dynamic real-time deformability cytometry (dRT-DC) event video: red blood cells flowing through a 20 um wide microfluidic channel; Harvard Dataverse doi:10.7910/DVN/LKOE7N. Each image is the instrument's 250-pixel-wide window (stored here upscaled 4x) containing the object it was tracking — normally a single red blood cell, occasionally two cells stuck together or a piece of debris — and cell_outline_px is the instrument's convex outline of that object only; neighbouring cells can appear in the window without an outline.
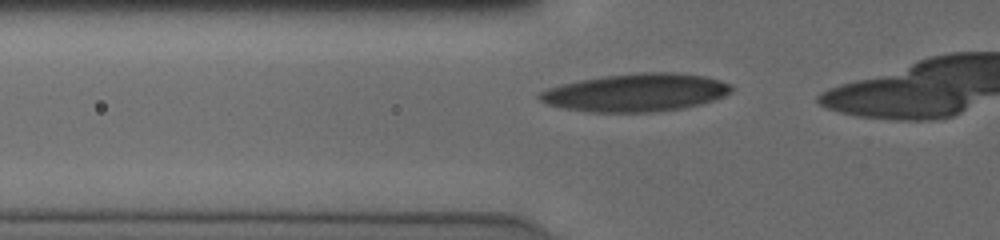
{"species": "human", "species_latin": "Homo sapiens", "temperature_condition": "cold", "stored_images_in_passage": 12, "camera_frame_rate_fps": 3000, "um_per_image_px": 0.085, "donor": {"sex": "male"}, "frame": {"image": 1, "passage_image": 6, "time_ms": 1.667, "image_size_px": [1000, 240], "cell_outline_px": [[732, 92], [724, 96], [700, 104], [680, 108], [652, 112], [588, 112], [548, 104], [540, 100], [536, 96], [540, 92], [548, 88], [580, 80], [604, 76], [648, 72], [668, 72], [704, 76], [720, 80], [732, 84]], "centroid_in_image_um": [54.08, 7.87], "position_along_channel_um": 71.7, "area_um2": 41.91}}
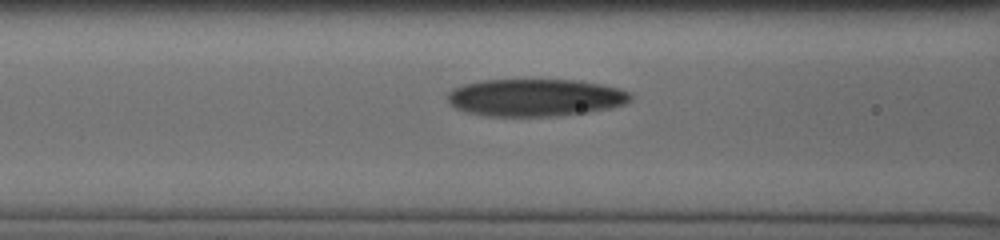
{"frame": {"image": 2, "passage_image": 10, "time_ms": 3.0, "image_size_px": [1000, 240], "cell_outline_px": [[632, 100], [624, 104], [608, 108], [588, 112], [556, 116], [488, 116], [468, 112], [456, 108], [448, 104], [448, 92], [452, 88], [464, 84], [480, 80], [580, 80], [620, 88], [628, 92], [632, 96]], "centroid_in_image_um": [45.49, 8.29], "position_along_channel_um": 121.1, "area_um2": 40.0}}